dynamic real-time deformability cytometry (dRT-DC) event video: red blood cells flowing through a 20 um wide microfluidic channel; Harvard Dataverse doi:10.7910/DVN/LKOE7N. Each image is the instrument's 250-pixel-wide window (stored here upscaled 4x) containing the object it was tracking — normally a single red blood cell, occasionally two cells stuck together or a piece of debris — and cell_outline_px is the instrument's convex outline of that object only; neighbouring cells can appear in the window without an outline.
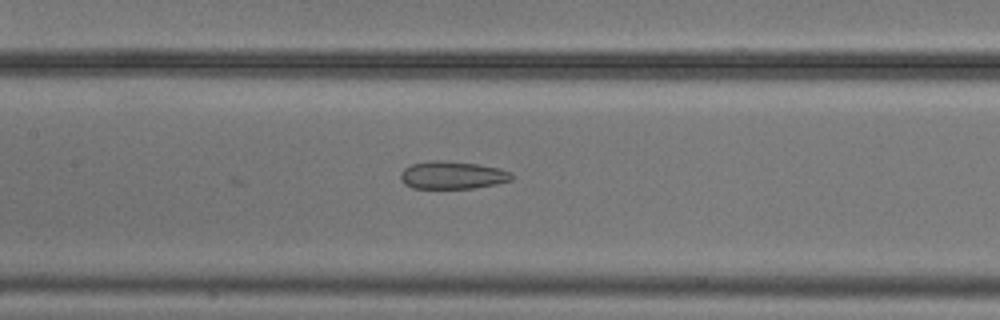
{"species": "common noctule bat (a hibernating species)", "species_latin": "Nyctalus noctula", "temperature_condition": "cold", "stored_images_in_passage": 25, "camera_frame_rate_fps": 3000, "um_per_image_px": 0.085, "animal": {"sex": "male", "body_mass_g": 20.5, "forearm_length_mm": 52.5}, "frame": {"image": 1, "passage_image": 25, "time_ms": 8.0, "image_size_px": [1000, 320], "cell_outline_px": [[512, 180], [496, 184], [472, 188], [412, 188], [404, 184], [400, 180], [400, 172], [404, 168], [412, 164], [428, 160], [440, 160], [476, 164], [500, 168], [512, 172]], "centroid_in_image_um": [38.43, 14.88], "position_along_channel_um": 169.0, "area_um2": 18.03}}